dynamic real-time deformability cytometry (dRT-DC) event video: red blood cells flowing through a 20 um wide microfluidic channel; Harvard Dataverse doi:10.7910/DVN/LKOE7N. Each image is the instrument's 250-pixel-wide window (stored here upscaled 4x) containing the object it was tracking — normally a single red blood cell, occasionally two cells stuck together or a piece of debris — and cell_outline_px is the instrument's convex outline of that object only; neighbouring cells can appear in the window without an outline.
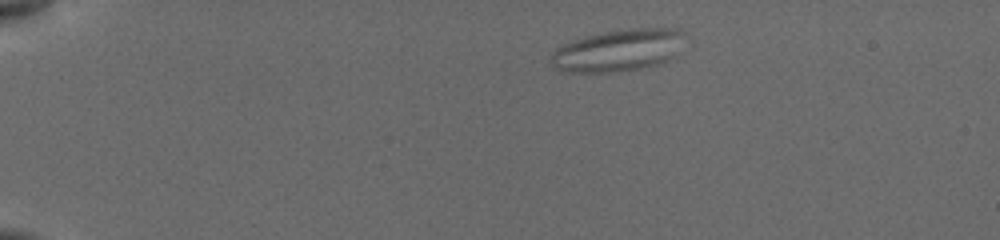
{"species": "common noctule bat (a hibernating species)", "species_latin": "Nyctalus noctula", "temperature_condition": "cold", "stored_images_in_passage": 50, "camera_frame_rate_fps": 3000, "um_per_image_px": 0.085, "animal": {"sex": "female", "body_mass_g": 19.5, "forearm_length_mm": 54.1}, "frame": {"image": 1, "passage_image": 1, "time_ms": 0.0, "image_size_px": [1000, 240], "cell_outline_px": [[676, 32], [660, 60], [636, 68], [592, 72], [580, 72], [560, 68], [552, 60], [556, 52], [560, 48], [576, 40], [588, 36], [604, 32], [636, 28], [676, 28]], "centroid_in_image_um": [52.28, 4.25], "position_along_channel_um": 32.7, "area_um2": 28.32}}
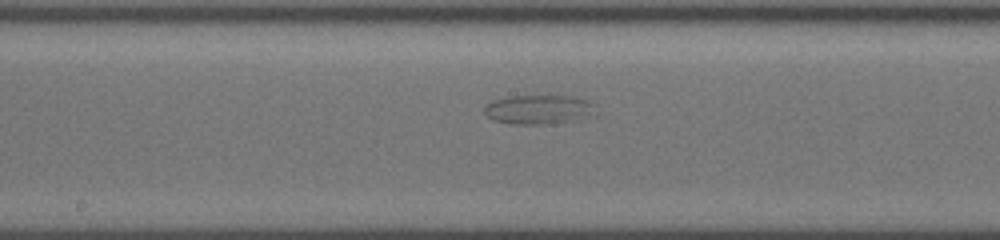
{"frame": {"image": 2, "passage_image": 34, "time_ms": 7.0, "image_size_px": [1000, 240], "cell_outline_px": [[592, 104], [584, 112], [564, 120], [544, 124], [516, 124], [496, 120], [488, 116], [484, 112], [484, 108], [488, 104], [496, 100], [512, 96], [572, 96], [584, 100]], "centroid_in_image_um": [45.53, 9.28], "position_along_channel_um": 202.7, "area_um2": 17.17}}
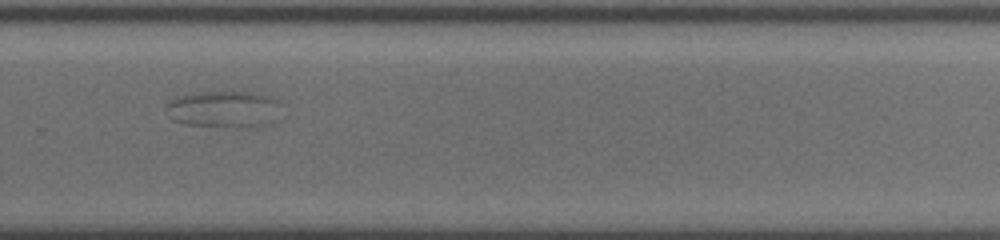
{"frame": {"image": 3, "passage_image": 48, "time_ms": 10.0, "image_size_px": [1000, 240], "cell_outline_px": [[276, 100], [240, 124], [184, 124], [172, 120], [168, 116], [164, 108], [172, 100], [184, 96], [204, 92], [256, 92], [268, 96]], "centroid_in_image_um": [18.44, 9.14], "position_along_channel_um": 311.4, "area_um2": 20.06}}